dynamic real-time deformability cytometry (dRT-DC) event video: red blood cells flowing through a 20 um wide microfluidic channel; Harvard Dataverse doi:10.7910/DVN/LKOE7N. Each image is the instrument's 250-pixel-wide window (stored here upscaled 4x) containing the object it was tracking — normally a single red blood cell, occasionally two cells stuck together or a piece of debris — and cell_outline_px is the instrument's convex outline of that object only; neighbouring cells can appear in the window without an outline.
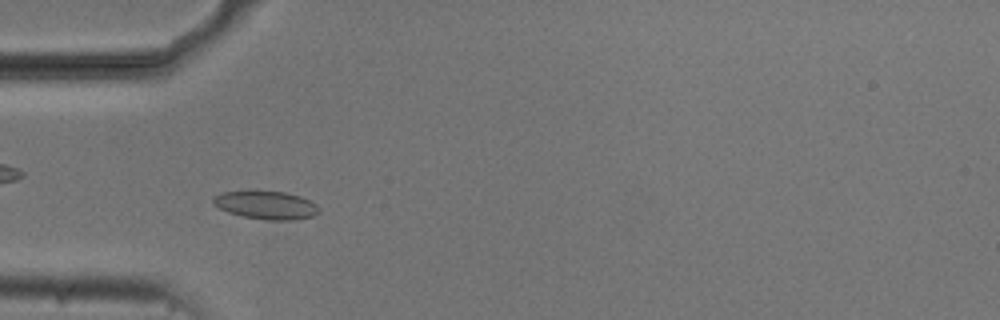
{"species": "common noctule bat (a hibernating species)", "species_latin": "Nyctalus noctula", "temperature_condition": "cold", "stored_images_in_passage": 43, "camera_frame_rate_fps": 3000, "um_per_image_px": 0.085, "animal": {"sex": "male", "body_mass_g": 20.5, "forearm_length_mm": 52.5}, "frame": {"image": 1, "passage_image": 6, "time_ms": 1.667, "image_size_px": [1000, 320], "cell_outline_px": [[320, 212], [312, 216], [292, 220], [268, 220], [240, 216], [228, 212], [212, 204], [212, 196], [220, 192], [284, 192], [300, 196], [316, 204], [320, 208]], "centroid_in_image_um": [22.6, 17.45], "position_along_channel_um": 62.4, "area_um2": 17.22}}
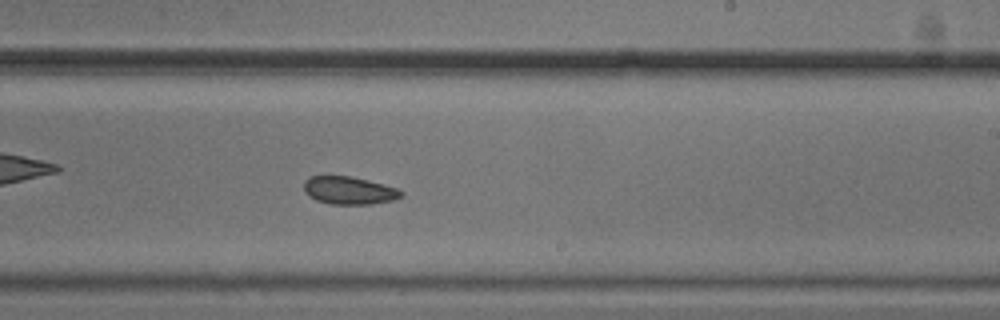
{"frame": {"image": 2, "passage_image": 22, "time_ms": 7.0, "image_size_px": [1000, 320], "cell_outline_px": [[404, 196], [392, 200], [372, 204], [332, 204], [316, 200], [308, 196], [304, 192], [304, 180], [308, 176], [352, 176], [384, 184], [396, 188], [404, 192]], "centroid_in_image_um": [29.66, 16.18], "position_along_channel_um": 259.3, "area_um2": 15.9}}
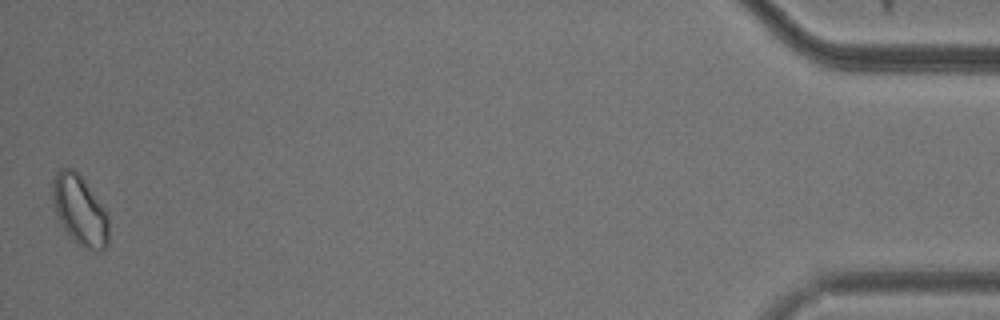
{"frame": {"image": 3, "passage_image": 43, "time_ms": 14.0, "image_size_px": [1000, 320], "cell_outline_px": [[108, 244], [104, 252], [96, 252], [84, 248], [76, 244], [64, 228], [56, 216], [52, 200], [52, 180], [56, 172], [60, 168], [72, 168], [84, 180], [108, 208]], "centroid_in_image_um": [6.82, 17.9], "position_along_channel_um": 428.4, "area_um2": 23.64}, "authors_computed_cell_mechanics": {"area_um2": 16.9354, "velocity_mm_per_s": 3.7184, "shape_relaxation_time_tau1_ms": null, "shape_relaxation_time_tau2_ms": 9.1642, "deformation_change_tau1": null, "deformation_change_tau2": 0.1422}}